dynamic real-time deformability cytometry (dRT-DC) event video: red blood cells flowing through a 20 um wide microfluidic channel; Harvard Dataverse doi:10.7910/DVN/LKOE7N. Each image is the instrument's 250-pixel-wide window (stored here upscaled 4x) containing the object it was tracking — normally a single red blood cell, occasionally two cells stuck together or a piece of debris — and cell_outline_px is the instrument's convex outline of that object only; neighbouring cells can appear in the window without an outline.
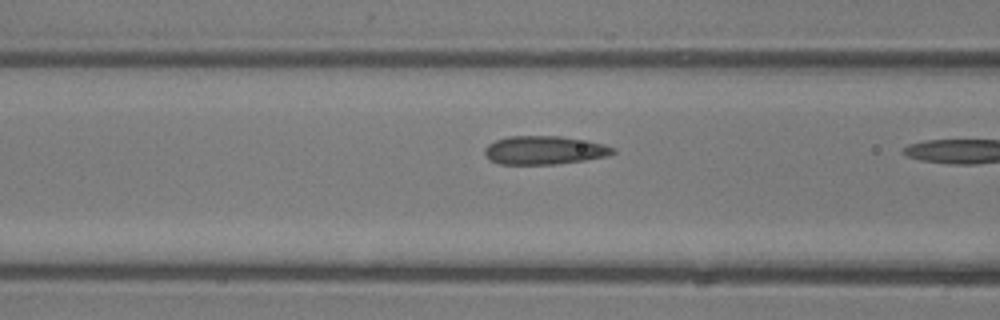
{"species": "common noctule bat (a hibernating species)", "species_latin": "Nyctalus noctula", "temperature_condition": "room temperature", "stored_images_in_passage": 8, "camera_frame_rate_fps": 3000, "um_per_image_px": 0.085, "animal": {"sex": "male", "body_mass_g": 13.3}, "frame": {"image": 1, "passage_image": 7, "time_ms": 2.0, "image_size_px": [1000, 320], "cell_outline_px": [[616, 152], [608, 156], [584, 160], [556, 164], [500, 164], [488, 160], [484, 152], [484, 148], [488, 144], [496, 140], [508, 136], [560, 136], [588, 140], [604, 144], [616, 148]], "centroid_in_image_um": [46.28, 12.76], "position_along_channel_um": 120.3, "area_um2": 21.5}}